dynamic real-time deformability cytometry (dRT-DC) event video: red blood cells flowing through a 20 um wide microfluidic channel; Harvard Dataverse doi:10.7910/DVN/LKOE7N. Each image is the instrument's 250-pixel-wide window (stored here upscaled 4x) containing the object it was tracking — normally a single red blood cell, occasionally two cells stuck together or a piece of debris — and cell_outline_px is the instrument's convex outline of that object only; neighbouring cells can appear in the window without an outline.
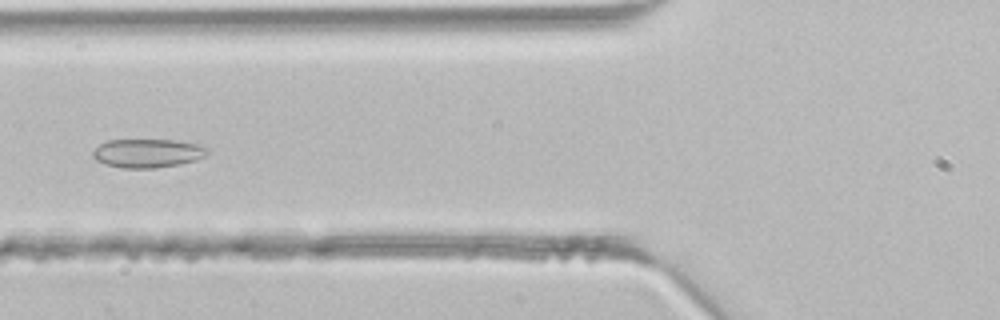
{"species": "common noctule bat (a hibernating species)", "species_latin": "Nyctalus noctula", "temperature_condition": "room temperature", "stored_images_in_passage": 43, "camera_frame_rate_fps": 3000, "um_per_image_px": 0.085, "animal": {"sex": "male", "body_mass_g": 21.5, "forearm_length_mm": 52.0}, "frame": {"image": 1, "passage_image": 17, "time_ms": 5.333, "image_size_px": [1000, 320], "cell_outline_px": [[208, 152], [204, 156], [196, 160], [180, 164], [156, 168], [120, 168], [104, 164], [96, 160], [92, 156], [92, 152], [100, 144], [108, 140], [176, 140], [200, 144], [208, 148]], "centroid_in_image_um": [12.55, 13.02], "position_along_channel_um": 113.3, "area_um2": 19.31}}
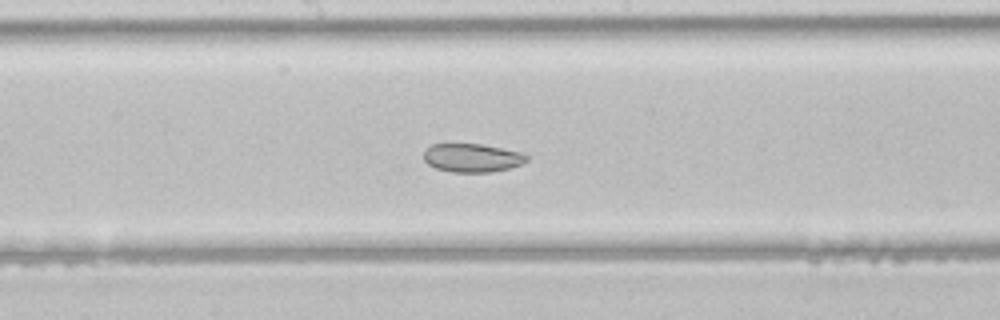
{"frame": {"image": 2, "passage_image": 23, "time_ms": 7.333, "image_size_px": [1000, 320], "cell_outline_px": [[528, 160], [520, 164], [508, 168], [488, 172], [452, 172], [436, 168], [428, 164], [424, 160], [424, 152], [432, 144], [480, 144], [520, 152], [528, 156]], "centroid_in_image_um": [40.11, 13.42], "position_along_channel_um": 208.1, "area_um2": 16.82}}
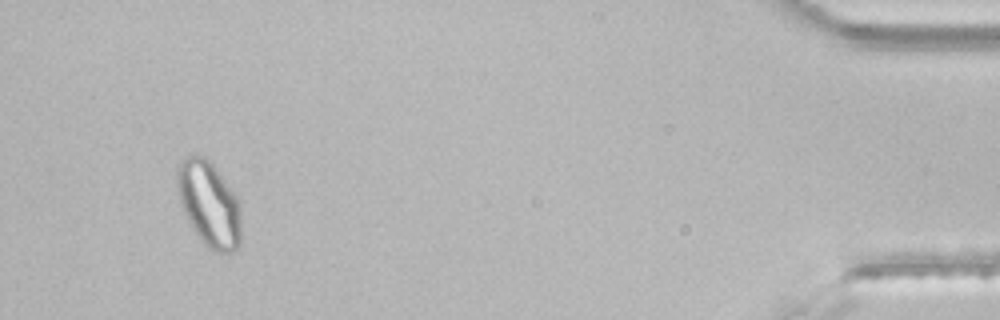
{"frame": {"image": 3, "passage_image": 41, "time_ms": 13.333, "image_size_px": [1000, 320], "cell_outline_px": [[240, 244], [232, 252], [212, 252], [204, 244], [192, 228], [184, 212], [180, 200], [176, 184], [176, 172], [180, 160], [184, 156], [204, 156], [212, 164], [236, 196], [240, 204]], "centroid_in_image_um": [17.75, 17.35], "position_along_channel_um": 417.4, "area_um2": 31.62}}